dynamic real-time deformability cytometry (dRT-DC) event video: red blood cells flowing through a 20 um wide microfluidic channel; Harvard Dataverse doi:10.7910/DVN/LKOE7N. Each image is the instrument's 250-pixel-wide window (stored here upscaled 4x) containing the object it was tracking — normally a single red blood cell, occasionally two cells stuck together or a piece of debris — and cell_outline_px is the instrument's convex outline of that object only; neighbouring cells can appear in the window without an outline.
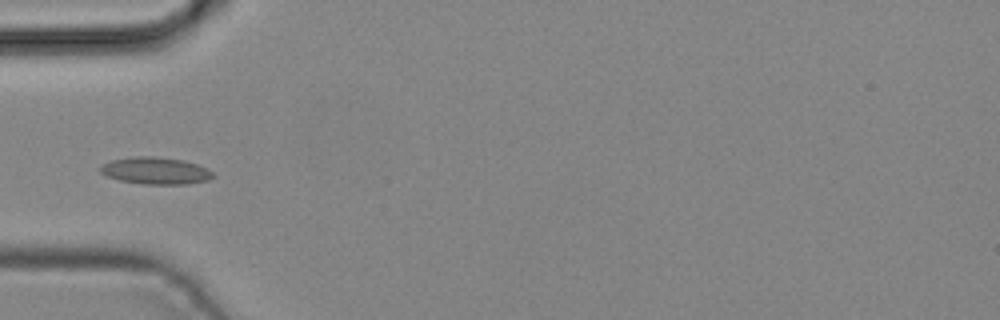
{"species": "common noctule bat (a hibernating species)", "species_latin": "Nyctalus noctula", "temperature_condition": "cold", "stored_images_in_passage": 3, "camera_frame_rate_fps": 3000, "um_per_image_px": 0.085, "animal": {"sex": "male", "body_mass_g": 19.2, "forearm_length_mm": 51.8}, "frame": {"image": 1, "passage_image": 2, "time_ms": 0.333, "image_size_px": [1000, 320], "cell_outline_px": [[216, 176], [208, 180], [188, 184], [144, 184], [120, 180], [108, 176], [100, 172], [100, 164], [112, 160], [132, 156], [152, 156], [184, 160], [208, 168]], "centroid_in_image_um": [13.24, 14.5], "position_along_channel_um": 71.8, "area_um2": 17.8}}
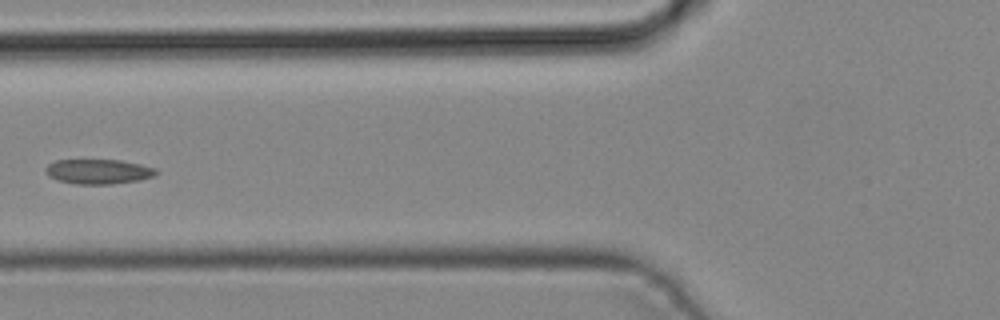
{"frame": {"image": 2, "passage_image": 3, "time_ms": 0.667, "image_size_px": [1000, 320], "cell_outline_px": [[160, 172], [156, 176], [140, 180], [112, 184], [76, 184], [56, 180], [48, 176], [44, 172], [44, 168], [48, 164], [56, 160], [120, 160], [140, 164], [156, 168]], "centroid_in_image_um": [8.37, 14.59], "position_along_channel_um": 117.4, "area_um2": 16.24}}